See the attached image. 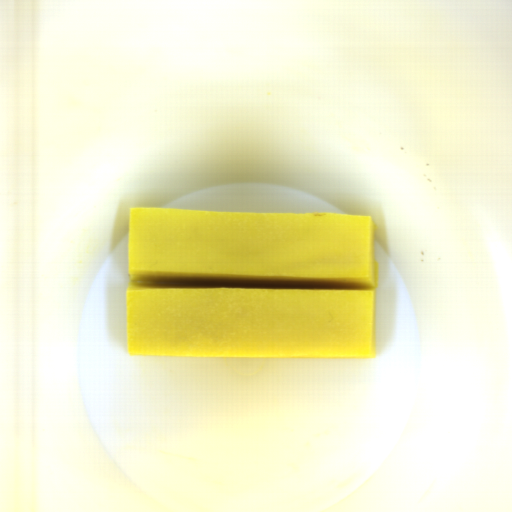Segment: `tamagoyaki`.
Returning a JSON list of instances; mask_svg holds the SVG:
<instances>
[{
    "label": "tamagoyaki",
    "mask_w": 512,
    "mask_h": 512,
    "mask_svg": "<svg viewBox=\"0 0 512 512\" xmlns=\"http://www.w3.org/2000/svg\"><path fill=\"white\" fill-rule=\"evenodd\" d=\"M372 216L129 208L128 356L376 359Z\"/></svg>",
    "instance_id": "1"
}]
</instances>
